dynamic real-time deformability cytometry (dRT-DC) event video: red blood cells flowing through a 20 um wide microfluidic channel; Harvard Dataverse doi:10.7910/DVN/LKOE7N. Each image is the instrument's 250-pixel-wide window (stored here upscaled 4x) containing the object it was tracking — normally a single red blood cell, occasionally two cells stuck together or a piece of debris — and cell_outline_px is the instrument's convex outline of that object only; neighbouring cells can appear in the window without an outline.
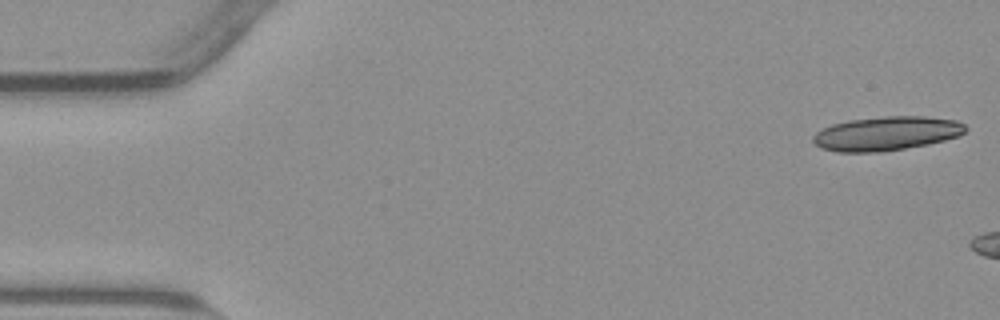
{"species": "common noctule bat (a hibernating species)", "species_latin": "Nyctalus noctula", "temperature_condition": "warm", "stored_images_in_passage": 14, "camera_frame_rate_fps": 3000, "um_per_image_px": 0.085, "animal": {"sex": "male", "body_mass_g": 23.1, "forearm_length_mm": 52.7}, "frame": {"image": 1, "passage_image": 1, "time_ms": 0.0, "image_size_px": [1000, 320], "cell_outline_px": [[968, 128], [960, 136], [928, 144], [880, 152], [836, 152], [820, 148], [812, 140], [812, 136], [816, 132], [832, 124], [848, 120], [884, 116], [924, 116], [956, 120], [964, 124]], "centroid_in_image_um": [75.34, 11.34], "position_along_channel_um": 9.7, "area_um2": 30.35}}